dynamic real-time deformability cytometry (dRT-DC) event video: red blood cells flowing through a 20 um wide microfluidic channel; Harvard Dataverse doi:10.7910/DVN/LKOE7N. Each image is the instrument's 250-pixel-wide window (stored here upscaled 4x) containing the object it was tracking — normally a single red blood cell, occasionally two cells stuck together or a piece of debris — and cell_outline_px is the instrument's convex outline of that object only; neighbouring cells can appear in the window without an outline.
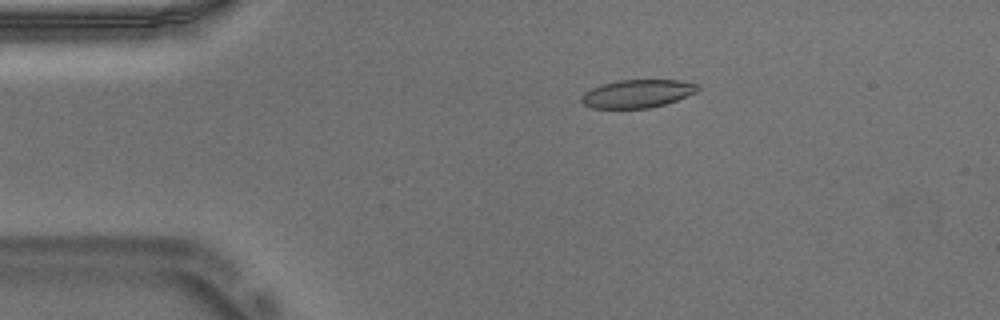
{"species": "Egyptian fruit bat (a non-hibernating species)", "species_latin": "Rousettus aegyptiacus", "temperature_condition": "warm", "stored_images_in_passage": 53, "camera_frame_rate_fps": 3000, "um_per_image_px": 0.085, "animal": {"sex": "male"}, "frame": {"image": 1, "passage_image": 10, "time_ms": 3.0, "image_size_px": [1000, 320], "cell_outline_px": [[700, 88], [696, 92], [676, 100], [664, 104], [648, 108], [592, 108], [584, 104], [580, 100], [580, 96], [584, 92], [600, 84], [620, 80], [680, 80], [700, 84]], "centroid_in_image_um": [54.17, 7.95], "position_along_channel_um": 30.8, "area_um2": 19.07}}
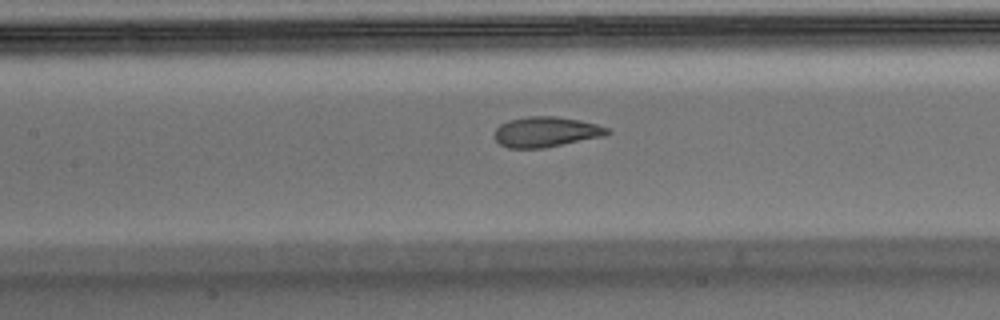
{"frame": {"image": 2, "passage_image": 24, "time_ms": 7.667, "image_size_px": [1000, 320], "cell_outline_px": [[612, 132], [604, 136], [544, 148], [508, 148], [500, 144], [496, 140], [496, 128], [500, 124], [508, 120], [528, 116], [556, 116], [580, 120], [596, 124], [608, 128]], "centroid_in_image_um": [46.42, 11.21], "position_along_channel_um": 161.0, "area_um2": 19.88}}
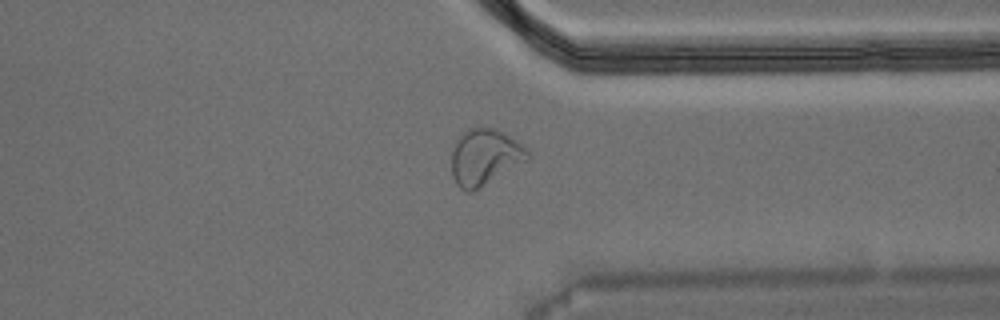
{"frame": {"image": 3, "passage_image": 41, "time_ms": 13.333, "image_size_px": [1000, 320], "cell_outline_px": [[532, 156], [528, 160], [472, 192], [468, 192], [460, 188], [456, 184], [452, 176], [452, 152], [456, 140], [468, 128], [496, 128], [504, 132], [528, 148]], "centroid_in_image_um": [41.23, 13.35], "position_along_channel_um": 370.2, "area_um2": 24.97}, "authors_computed_cell_mechanics": {"area_um2": 20.23, "velocity_mm_per_s": 3.7332, "shape_relaxation_time_tau1_ms": 9.14, "shape_relaxation_time_tau2_ms": 1.0911, "deformation_change_tau1": 0.2843, "deformation_change_tau2": 0.068}}